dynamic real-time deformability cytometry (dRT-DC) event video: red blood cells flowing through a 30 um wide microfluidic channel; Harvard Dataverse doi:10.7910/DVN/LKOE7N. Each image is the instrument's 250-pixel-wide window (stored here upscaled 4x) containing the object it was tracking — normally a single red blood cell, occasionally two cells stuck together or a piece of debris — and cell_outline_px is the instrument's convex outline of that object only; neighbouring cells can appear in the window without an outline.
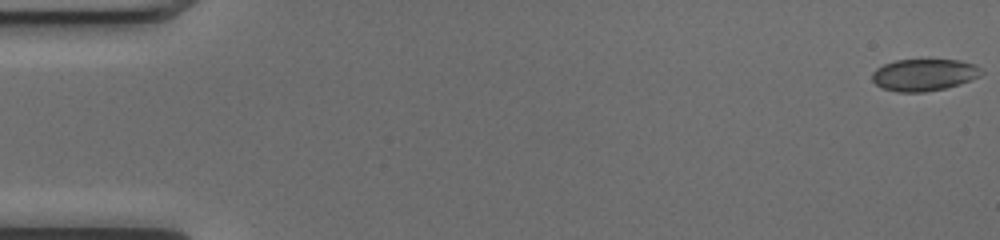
{"species": "common noctule bat (a hibernating species)", "species_latin": "Nyctalus noctula", "temperature_condition": "cold", "stored_images_in_passage": 52, "camera_frame_rate_fps": 3000, "um_per_image_px": 0.085, "animal": {"sex": "female", "body_mass_g": 17.0, "forearm_length_mm": 48.0}, "frame": {"image": 1, "passage_image": 1, "time_ms": 0.0, "image_size_px": [1000, 240], "cell_outline_px": [[984, 72], [980, 76], [960, 84], [944, 88], [924, 92], [896, 92], [884, 88], [876, 84], [872, 80], [872, 72], [876, 68], [884, 64], [896, 60], [960, 60], [976, 64]], "centroid_in_image_um": [78.55, 6.36], "position_along_channel_um": 6.4, "area_um2": 20.35}}
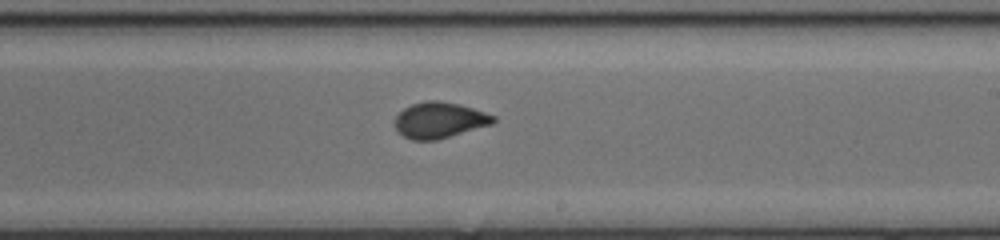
{"frame": {"image": 2, "passage_image": 31, "time_ms": 10.0, "image_size_px": [1000, 240], "cell_outline_px": [[496, 120], [492, 124], [436, 140], [412, 140], [404, 136], [392, 124], [392, 120], [404, 108], [412, 104], [428, 100], [436, 100], [460, 104], [496, 116]], "centroid_in_image_um": [37.32, 10.21], "position_along_channel_um": 251.7, "area_um2": 20.58}}
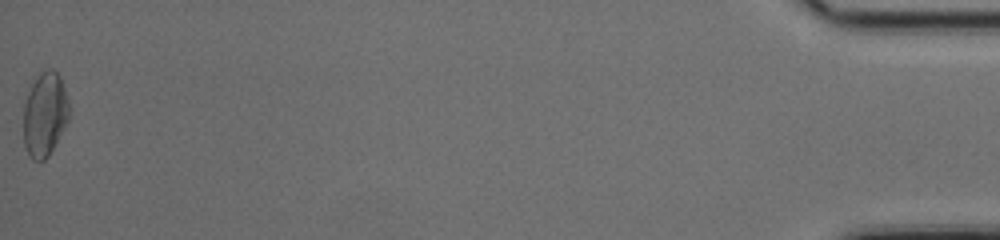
{"frame": {"image": 3, "passage_image": 52, "time_ms": 17.0, "image_size_px": [1000, 240], "cell_outline_px": [[68, 120], [48, 156], [44, 160], [32, 160], [28, 156], [24, 144], [24, 104], [28, 92], [36, 76], [44, 68], [52, 68], [60, 76], [68, 100]], "centroid_in_image_um": [3.79, 9.69], "position_along_channel_um": 431.4, "area_um2": 22.25}, "authors_computed_cell_mechanics": {"area_um2": 20.7791, "velocity_mm_per_s": 4.0479, "shape_relaxation_time_tau1_ms": 4.9892, "shape_relaxation_time_tau2_ms": 0.7694, "deformation_change_tau1": 0.1214, "deformation_change_tau2": 0.0483}}